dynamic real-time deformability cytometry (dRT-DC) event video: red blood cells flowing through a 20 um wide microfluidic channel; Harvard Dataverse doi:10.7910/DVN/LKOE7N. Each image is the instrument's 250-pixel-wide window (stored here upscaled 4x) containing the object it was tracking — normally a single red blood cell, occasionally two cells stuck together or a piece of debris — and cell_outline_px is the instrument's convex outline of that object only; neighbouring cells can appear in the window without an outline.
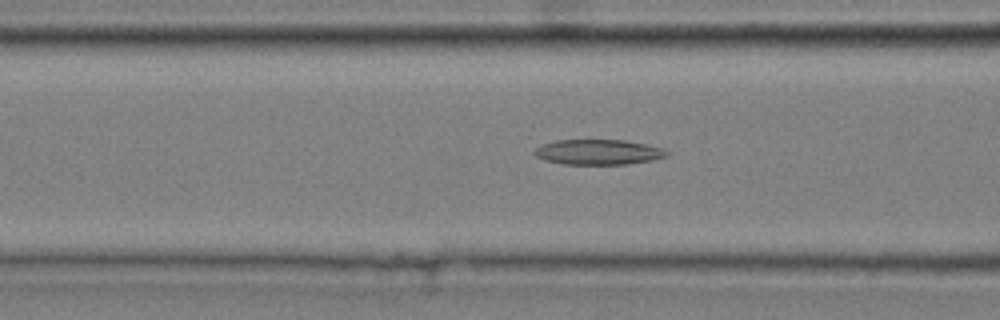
{"species": "common noctule bat (a hibernating species)", "species_latin": "Nyctalus noctula", "temperature_condition": "cold", "stored_images_in_passage": 51, "camera_frame_rate_fps": 3000, "um_per_image_px": 0.085, "animal": {"sex": "male", "body_mass_g": 20.4}, "frame": {"image": 1, "passage_image": 20, "time_ms": 6.333, "image_size_px": [1000, 320], "cell_outline_px": [[668, 156], [652, 160], [628, 164], [564, 164], [544, 160], [536, 156], [532, 152], [536, 148], [544, 144], [556, 140], [624, 140], [648, 144], [664, 148], [668, 152]], "centroid_in_image_um": [50.88, 12.92], "position_along_channel_um": 115.7, "area_um2": 19.48}}
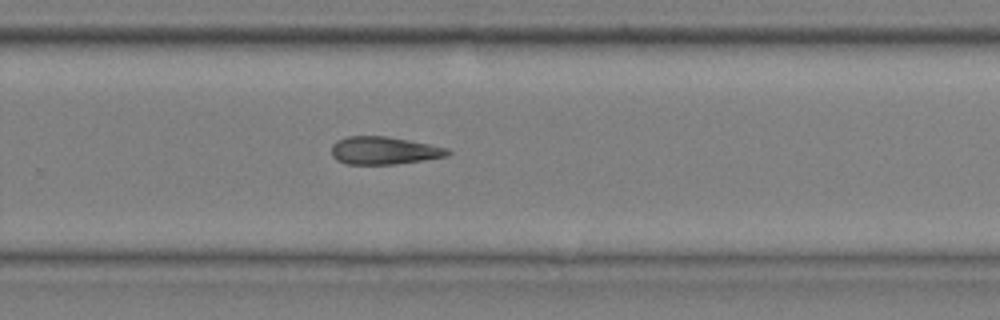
{"frame": {"image": 2, "passage_image": 35, "time_ms": 11.333, "image_size_px": [1000, 320], "cell_outline_px": [[452, 152], [448, 156], [396, 164], [344, 164], [336, 160], [332, 156], [332, 144], [336, 140], [348, 136], [388, 136], [448, 148]], "centroid_in_image_um": [32.61, 12.79], "position_along_channel_um": 297.2, "area_um2": 18.84}}
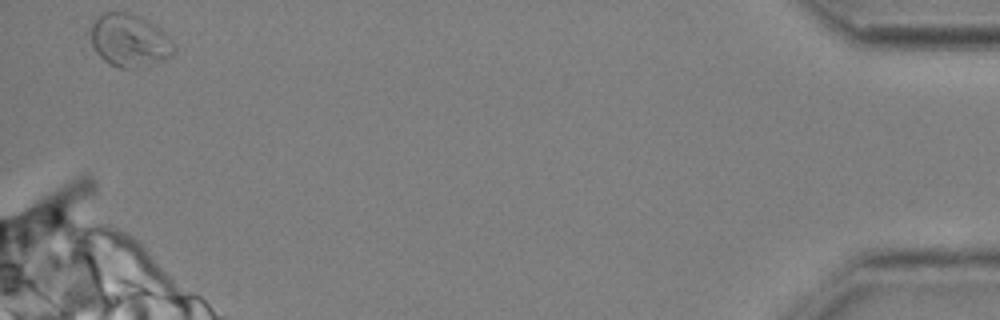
{"frame": {"image": 3, "passage_image": 51, "time_ms": 16.667, "image_size_px": [1000, 320], "cell_outline_px": [[176, 52], [172, 56], [164, 60], [152, 64], [128, 68], [120, 68], [108, 64], [96, 52], [92, 44], [88, 24], [96, 16], [104, 12], [128, 12], [144, 20], [164, 32], [176, 44]], "centroid_in_image_um": [10.97, 3.44], "position_along_channel_um": 424.2, "area_um2": 25.84}, "authors_computed_cell_mechanics": {"area_um2": 20.1144, "velocity_mm_per_s": 3.6372, "shape_relaxation_time_tau1_ms": 5.3318, "shape_relaxation_time_tau2_ms": 8.3339, "deformation_change_tau1": 0.0996, "deformation_change_tau2": 0.2189}}